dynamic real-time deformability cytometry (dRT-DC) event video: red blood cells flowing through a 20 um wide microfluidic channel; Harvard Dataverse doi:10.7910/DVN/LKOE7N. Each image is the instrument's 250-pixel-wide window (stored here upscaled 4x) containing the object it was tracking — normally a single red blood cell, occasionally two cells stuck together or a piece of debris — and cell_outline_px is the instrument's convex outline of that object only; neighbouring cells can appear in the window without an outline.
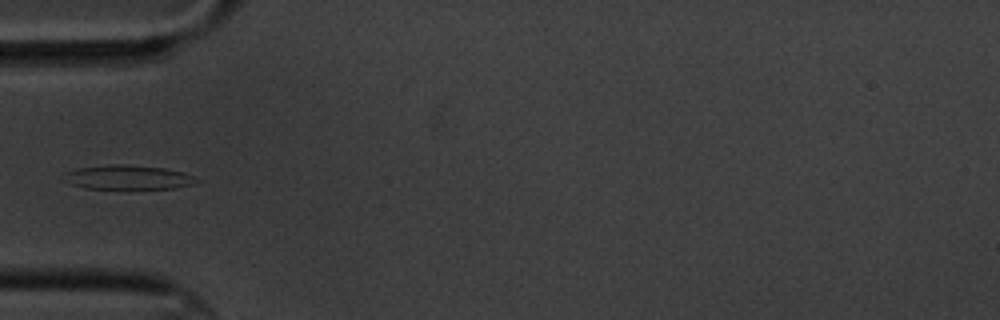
{"species": "common noctule bat (a hibernating species)", "species_latin": "Nyctalus noctula", "temperature_condition": "cold", "stored_images_in_passage": 7, "camera_frame_rate_fps": 3000, "um_per_image_px": 0.085, "animal": {"sex": "male", "body_mass_g": 20.1, "forearm_length_mm": 53.5}, "frame": {"image": 1, "passage_image": 6, "time_ms": 6.0, "image_size_px": [1000, 320], "cell_outline_px": [[200, 180], [192, 184], [176, 188], [84, 188], [72, 184], [64, 172], [76, 168], [108, 164], [128, 164], [164, 168], [184, 172], [196, 176]], "centroid_in_image_um": [10.95, 15.05], "position_along_channel_um": 74.1, "area_um2": 18.61}}